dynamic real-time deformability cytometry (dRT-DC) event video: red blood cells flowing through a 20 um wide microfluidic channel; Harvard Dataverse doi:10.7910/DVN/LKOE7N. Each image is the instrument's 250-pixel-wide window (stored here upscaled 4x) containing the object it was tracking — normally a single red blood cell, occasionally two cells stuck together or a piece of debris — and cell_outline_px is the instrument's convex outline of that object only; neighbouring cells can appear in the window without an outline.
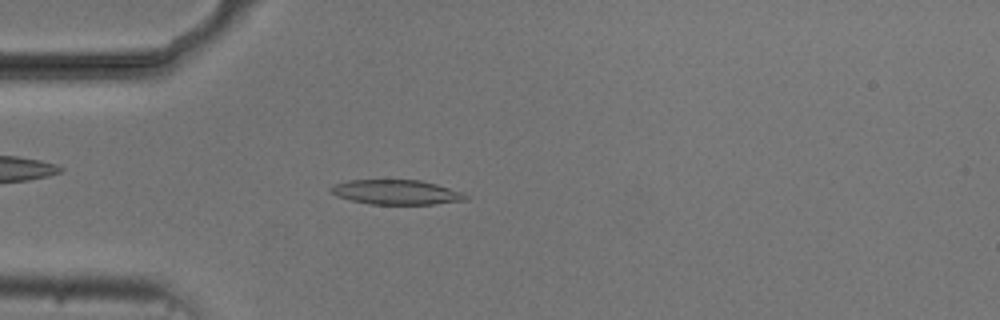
{"species": "common noctule bat (a hibernating species)", "species_latin": "Nyctalus noctula", "temperature_condition": "cold", "stored_images_in_passage": 38, "camera_frame_rate_fps": 3000, "um_per_image_px": 0.085, "animal": {"sex": "male", "body_mass_g": 20.5, "forearm_length_mm": 52.5}, "frame": {"image": 1, "passage_image": 4, "time_ms": 1.0, "image_size_px": [1000, 320], "cell_outline_px": [[468, 200], [432, 204], [368, 204], [336, 196], [328, 192], [328, 188], [332, 184], [348, 180], [420, 180], [436, 184], [464, 192], [468, 196]], "centroid_in_image_um": [33.65, 16.33], "position_along_channel_um": 51.4, "area_um2": 19.59}}
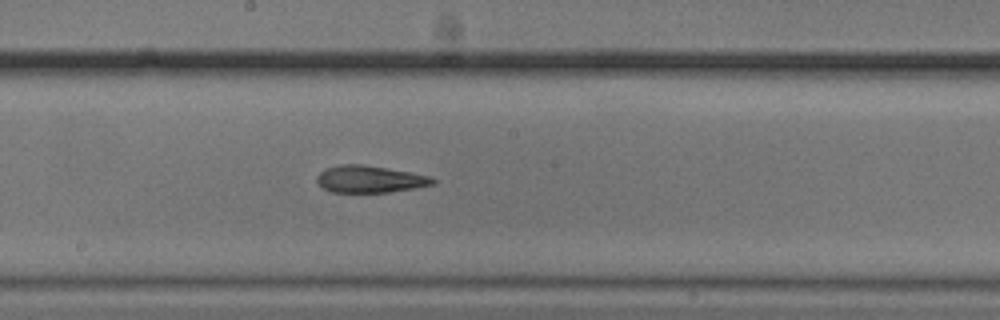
{"frame": {"image": 2, "passage_image": 18, "time_ms": 5.667, "image_size_px": [1000, 320], "cell_outline_px": [[436, 184], [388, 192], [332, 192], [324, 188], [316, 180], [316, 176], [324, 168], [340, 164], [364, 164], [388, 168], [428, 176], [436, 180]], "centroid_in_image_um": [31.39, 15.21], "position_along_channel_um": 216.8, "area_um2": 18.15}}
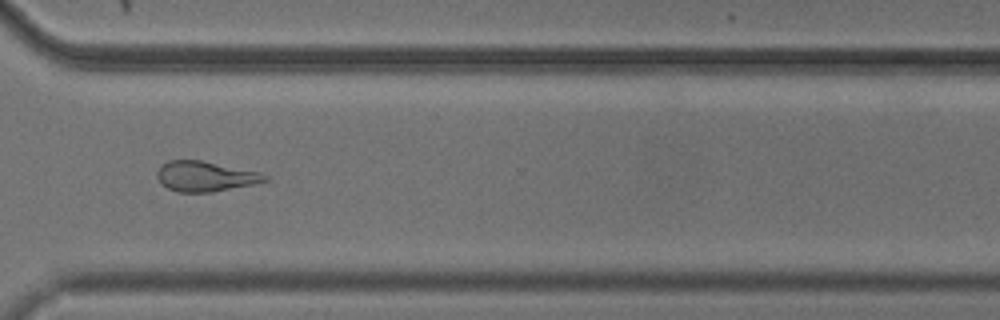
{"frame": {"image": 3, "passage_image": 29, "time_ms": 9.333, "image_size_px": [1000, 320], "cell_outline_px": [[268, 180], [252, 184], [208, 192], [180, 192], [168, 188], [156, 176], [156, 172], [168, 160], [200, 160], [260, 172], [268, 176]], "centroid_in_image_um": [17.45, 14.98], "position_along_channel_um": 353.2, "area_um2": 18.5}, "authors_computed_cell_mechanics": {"area_um2": 19.2763, "velocity_mm_per_s": 3.7331, "shape_relaxation_time_tau1_ms": null, "shape_relaxation_time_tau2_ms": 4.6908, "deformation_change_tau1": null, "deformation_change_tau2": 0.1502}}